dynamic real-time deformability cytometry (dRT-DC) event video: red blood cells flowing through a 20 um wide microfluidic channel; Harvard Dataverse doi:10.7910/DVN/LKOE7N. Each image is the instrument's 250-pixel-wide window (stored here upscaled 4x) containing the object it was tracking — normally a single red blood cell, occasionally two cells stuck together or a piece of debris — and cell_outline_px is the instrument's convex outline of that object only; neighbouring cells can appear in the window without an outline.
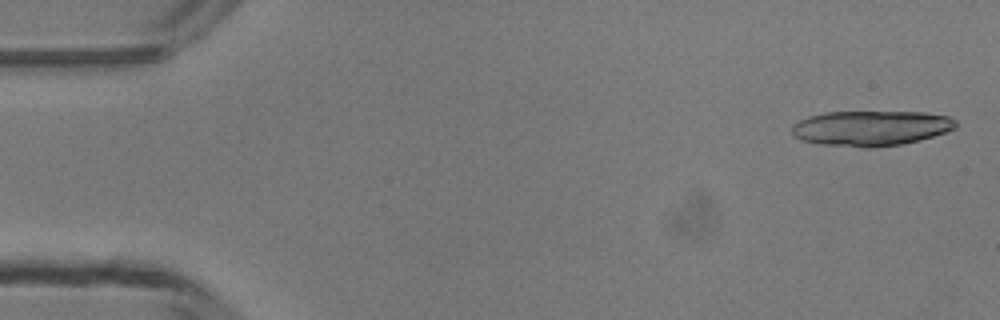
{"species": "common noctule bat (a hibernating species)", "species_latin": "Nyctalus noctula", "temperature_condition": "room temperature", "stored_images_in_passage": 11, "camera_frame_rate_fps": 3000, "um_per_image_px": 0.085, "animal": {"sex": "male", "body_mass_g": 13.3}, "frame": {"image": 1, "passage_image": 2, "time_ms": 0.333, "image_size_px": [1000, 320], "cell_outline_px": [[956, 128], [920, 140], [900, 144], [872, 148], [860, 148], [820, 144], [800, 140], [792, 132], [792, 124], [808, 116], [824, 112], [924, 112], [948, 116], [956, 120]], "centroid_in_image_um": [74.0, 10.9], "position_along_channel_um": 11.0, "area_um2": 33.76}}